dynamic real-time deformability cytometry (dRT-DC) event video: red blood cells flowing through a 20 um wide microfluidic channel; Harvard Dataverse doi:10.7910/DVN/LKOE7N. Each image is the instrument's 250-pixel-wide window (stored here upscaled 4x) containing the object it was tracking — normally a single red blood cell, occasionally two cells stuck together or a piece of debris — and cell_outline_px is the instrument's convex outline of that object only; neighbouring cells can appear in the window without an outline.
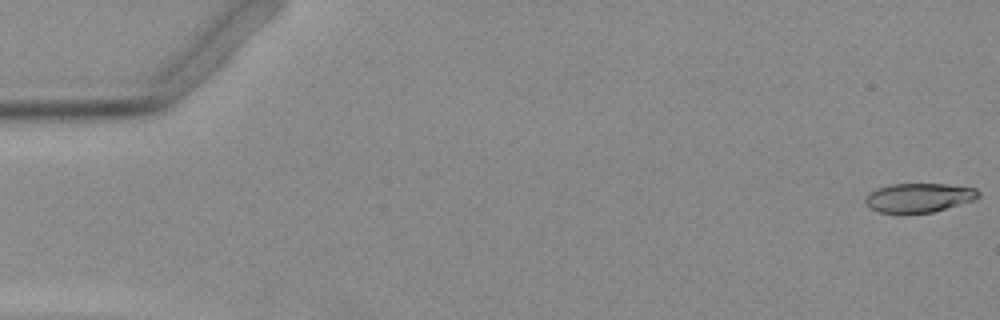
{"species": "Egyptian fruit bat (a non-hibernating species)", "species_latin": "Rousettus aegyptiacus", "temperature_condition": "warm", "stored_images_in_passage": 54, "segment_of_instrument_passage": [1, 2], "camera_frame_rate_fps": 3000, "um_per_image_px": 0.085, "animal": {"sex": "female"}, "frame": {"image": 1, "passage_image": 1, "time_ms": 0.0, "image_size_px": [1000, 320], "cell_outline_px": [[980, 196], [976, 200], [932, 212], [876, 212], [868, 208], [864, 200], [868, 192], [876, 188], [892, 184], [944, 184], [976, 188], [980, 192]], "centroid_in_image_um": [78.1, 16.79], "position_along_channel_um": 6.9, "area_um2": 19.25}}
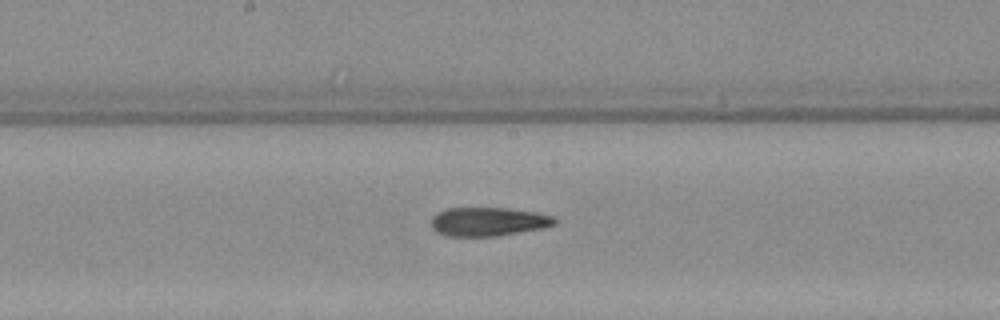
{"frame": {"image": 2, "passage_image": 28, "time_ms": 9.0, "image_size_px": [1000, 320], "cell_outline_px": [[556, 224], [544, 228], [496, 236], [448, 236], [436, 232], [432, 228], [432, 216], [436, 212], [448, 208], [508, 208], [536, 212], [552, 216], [556, 220]], "centroid_in_image_um": [41.49, 18.84], "position_along_channel_um": 206.7, "area_um2": 20.75}}
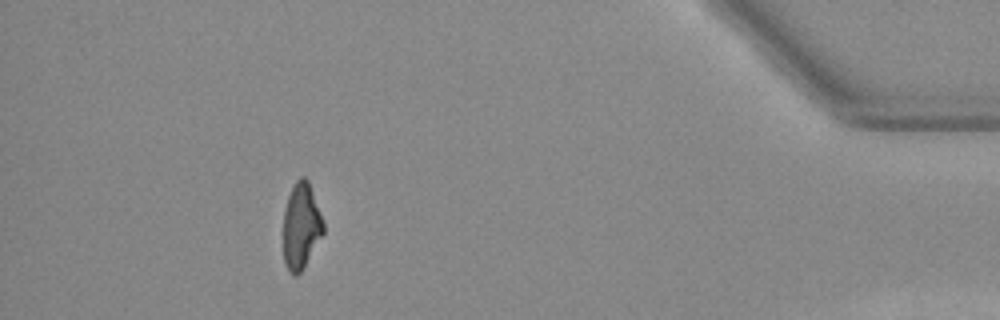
{"frame": {"image": 3, "passage_image": 48, "time_ms": 15.667, "image_size_px": [1000, 320], "cell_outline_px": [[324, 232], [304, 268], [296, 276], [288, 272], [284, 264], [284, 212], [288, 196], [296, 180], [300, 176], [304, 176], [308, 180], [324, 224]], "centroid_in_image_um": [25.59, 19.24], "position_along_channel_um": 409.6, "area_um2": 19.94}}